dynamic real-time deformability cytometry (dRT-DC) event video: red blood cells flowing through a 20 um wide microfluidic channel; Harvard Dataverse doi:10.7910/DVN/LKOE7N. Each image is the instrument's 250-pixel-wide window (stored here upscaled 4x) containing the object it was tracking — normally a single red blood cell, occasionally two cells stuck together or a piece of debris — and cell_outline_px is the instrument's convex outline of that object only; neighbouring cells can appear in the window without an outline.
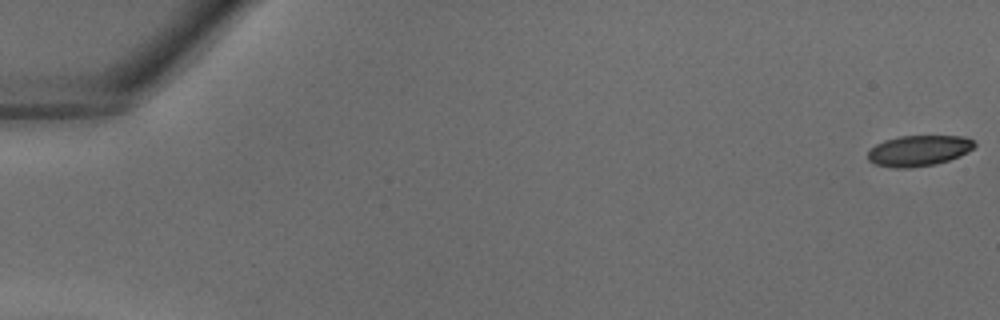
{"species": "common noctule bat (a hibernating species)", "species_latin": "Nyctalus noctula", "temperature_condition": "warm", "stored_images_in_passage": 40, "camera_frame_rate_fps": 3000, "um_per_image_px": 0.085, "animal": {"sex": "male", "body_mass_g": 18.8}, "frame": {"image": 1, "passage_image": 1, "time_ms": 0.0, "image_size_px": [1000, 320], "cell_outline_px": [[976, 144], [968, 152], [960, 156], [936, 164], [908, 168], [896, 168], [876, 164], [868, 160], [868, 152], [876, 144], [884, 140], [900, 136], [964, 136], [972, 140]], "centroid_in_image_um": [78.1, 12.8], "position_along_channel_um": 6.9, "area_um2": 19.02}}
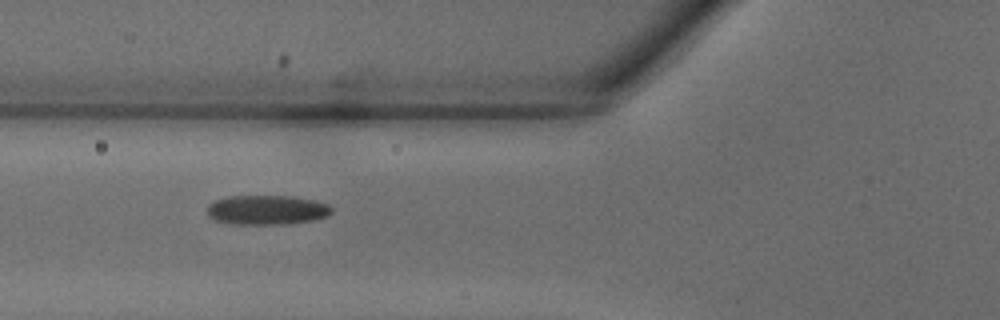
{"frame": {"image": 2, "passage_image": 16, "time_ms": 5.0, "image_size_px": [1000, 320], "cell_outline_px": [[332, 212], [328, 216], [312, 220], [288, 224], [228, 224], [212, 220], [208, 216], [208, 204], [216, 200], [228, 196], [292, 196], [312, 200], [328, 204], [332, 208]], "centroid_in_image_um": [22.65, 17.85], "position_along_channel_um": 103.1, "area_um2": 21.56}}
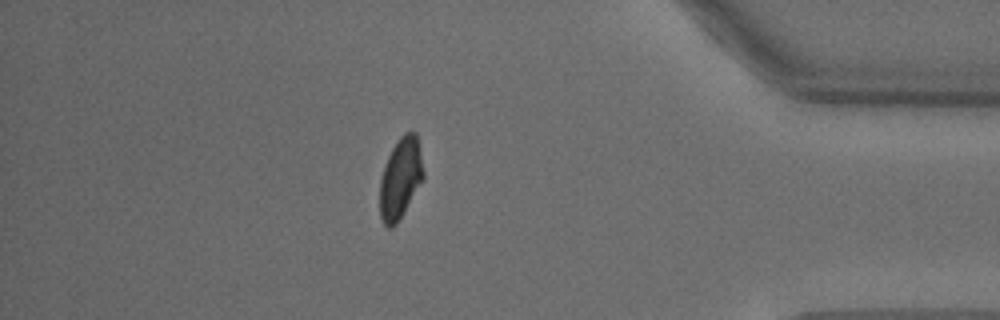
{"frame": {"image": 3, "passage_image": 35, "time_ms": 11.333, "image_size_px": [1000, 320], "cell_outline_px": [[424, 180], [396, 224], [392, 228], [388, 228], [384, 224], [380, 216], [380, 180], [388, 156], [396, 140], [404, 132], [416, 132], [420, 148], [424, 172]], "centroid_in_image_um": [34.05, 15.14], "position_along_channel_um": 401.1, "area_um2": 20.63}}